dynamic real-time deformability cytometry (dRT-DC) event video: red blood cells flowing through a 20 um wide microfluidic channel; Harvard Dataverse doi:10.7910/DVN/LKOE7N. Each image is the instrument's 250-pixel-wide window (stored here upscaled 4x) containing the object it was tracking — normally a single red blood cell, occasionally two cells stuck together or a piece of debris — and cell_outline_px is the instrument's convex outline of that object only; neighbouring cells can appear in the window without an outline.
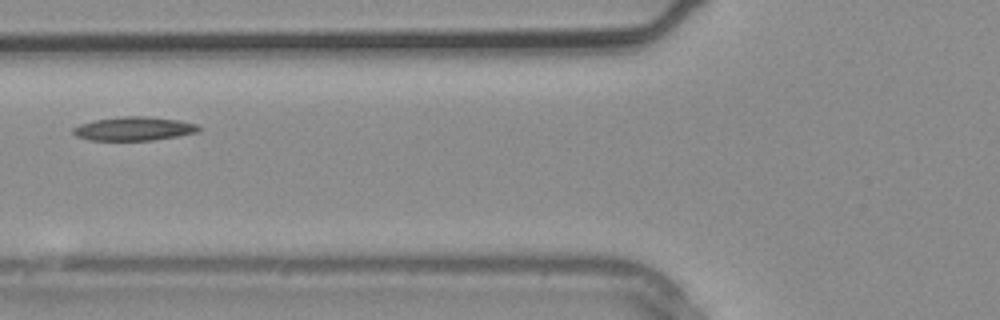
{"species": "common noctule bat (a hibernating species)", "species_latin": "Nyctalus noctula", "temperature_condition": "warm", "stored_images_in_passage": 2, "camera_frame_rate_fps": 3000, "um_per_image_px": 0.085, "animal": {"sex": "male", "body_mass_g": 20.4}, "frame": {"image": 1, "passage_image": 2, "time_ms": 0.333, "image_size_px": [1000, 320], "cell_outline_px": [[200, 132], [152, 140], [88, 140], [76, 136], [72, 132], [72, 128], [80, 124], [96, 120], [124, 116], [148, 116], [180, 120], [196, 124], [200, 128]], "centroid_in_image_um": [11.39, 10.94], "position_along_channel_um": 114.4, "area_um2": 17.34}}